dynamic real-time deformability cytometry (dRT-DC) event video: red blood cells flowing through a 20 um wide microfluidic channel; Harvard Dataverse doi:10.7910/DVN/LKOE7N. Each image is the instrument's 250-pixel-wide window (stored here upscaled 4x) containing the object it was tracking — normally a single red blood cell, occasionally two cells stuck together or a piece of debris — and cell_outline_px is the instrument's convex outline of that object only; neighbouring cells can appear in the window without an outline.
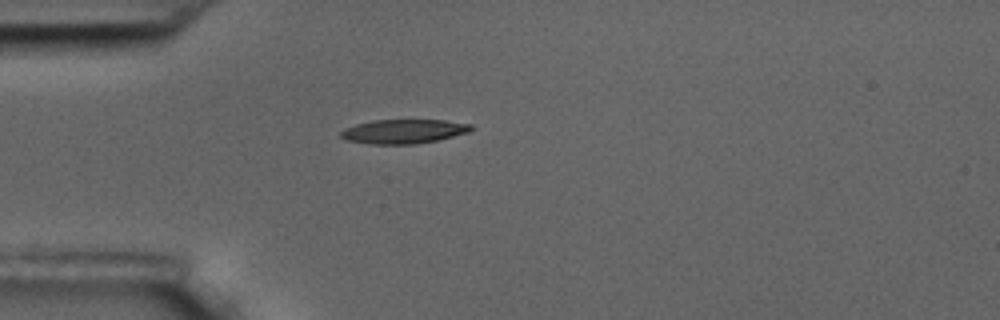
{"species": "common noctule bat (a hibernating species)", "species_latin": "Nyctalus noctula", "temperature_condition": "room temperature", "stored_images_in_passage": 43, "camera_frame_rate_fps": 3000, "um_per_image_px": 0.085, "animal": {"sex": "male", "body_mass_g": 17.5, "forearm_length_mm": 52.3}, "frame": {"image": 1, "passage_image": 1, "time_ms": 0.0, "image_size_px": [1000, 320], "cell_outline_px": [[476, 128], [468, 132], [436, 140], [416, 144], [368, 144], [344, 140], [340, 136], [340, 132], [344, 128], [356, 124], [372, 120], [444, 120], [472, 124]], "centroid_in_image_um": [34.28, 11.17], "position_along_channel_um": 50.7, "area_um2": 18.5}}
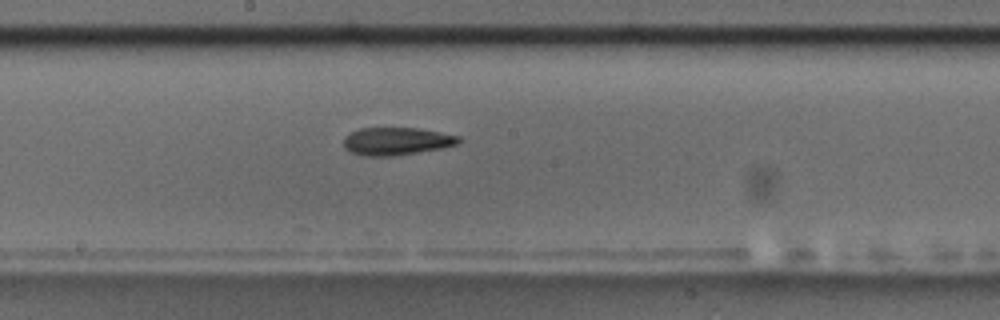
{"frame": {"image": 2, "passage_image": 16, "time_ms": 5.0, "image_size_px": [1000, 320], "cell_outline_px": [[464, 140], [456, 144], [440, 148], [392, 156], [364, 156], [352, 152], [344, 148], [344, 136], [360, 128], [416, 128], [440, 132], [460, 136]], "centroid_in_image_um": [33.7, 12.0], "position_along_channel_um": 214.5, "area_um2": 18.44}}
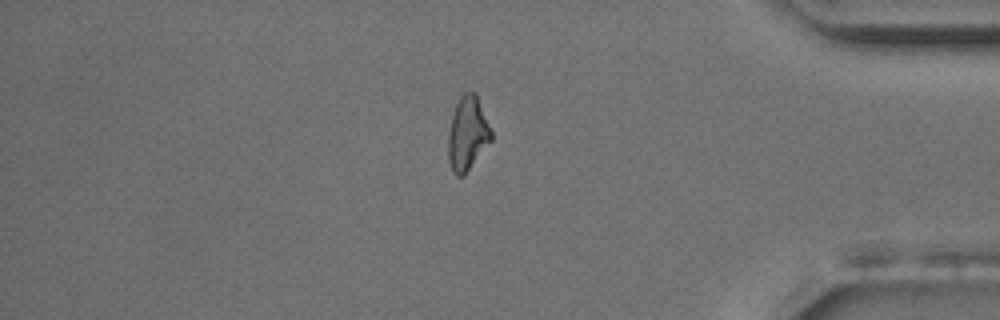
{"frame": {"image": 3, "passage_image": 34, "time_ms": 11.0, "image_size_px": [1000, 320], "cell_outline_px": [[492, 140], [464, 176], [456, 176], [452, 172], [448, 160], [448, 132], [452, 116], [456, 104], [460, 96], [464, 92], [476, 92], [492, 132]], "centroid_in_image_um": [39.73, 11.37], "position_along_channel_um": 395.5, "area_um2": 18.67}, "authors_computed_cell_mechanics": {"area_um2": 18.7272, "velocity_mm_per_s": 3.5034, "shape_relaxation_time_tau1_ms": 6.5627, "shape_relaxation_time_tau2_ms": 6.2033, "deformation_change_tau1": 0.1748, "deformation_change_tau2": 0.1585}}